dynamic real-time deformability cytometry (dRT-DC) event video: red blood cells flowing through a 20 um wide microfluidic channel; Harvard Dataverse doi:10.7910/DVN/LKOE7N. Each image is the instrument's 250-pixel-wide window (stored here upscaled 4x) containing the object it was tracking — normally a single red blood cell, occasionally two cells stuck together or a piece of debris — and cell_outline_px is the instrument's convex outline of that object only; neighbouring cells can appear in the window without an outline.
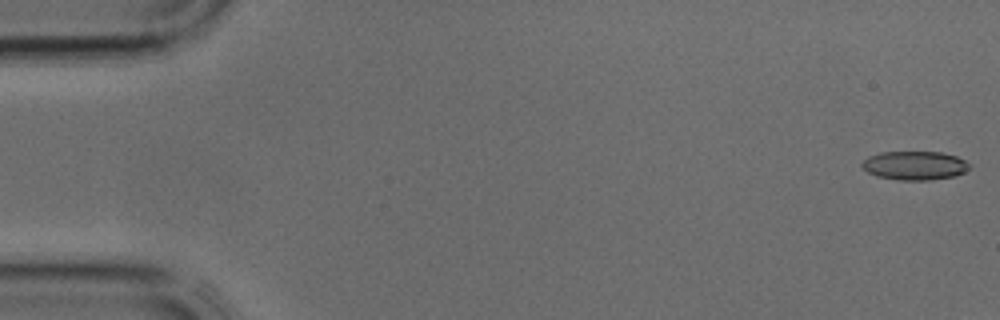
{"species": "common noctule bat (a hibernating species)", "species_latin": "Nyctalus noctula", "temperature_condition": "cold", "stored_images_in_passage": 9, "camera_frame_rate_fps": 3000, "um_per_image_px": 0.085, "animal": {"sex": "male", "body_mass_g": 17.9, "forearm_length_mm": 54.2}, "frame": {"image": 1, "passage_image": 1, "time_ms": 0.0, "image_size_px": [1000, 320], "cell_outline_px": [[972, 168], [956, 176], [928, 180], [900, 180], [876, 176], [868, 172], [860, 164], [868, 156], [880, 152], [940, 152], [956, 156], [972, 164]], "centroid_in_image_um": [77.78, 14.07], "position_along_channel_um": 7.2, "area_um2": 18.15}}